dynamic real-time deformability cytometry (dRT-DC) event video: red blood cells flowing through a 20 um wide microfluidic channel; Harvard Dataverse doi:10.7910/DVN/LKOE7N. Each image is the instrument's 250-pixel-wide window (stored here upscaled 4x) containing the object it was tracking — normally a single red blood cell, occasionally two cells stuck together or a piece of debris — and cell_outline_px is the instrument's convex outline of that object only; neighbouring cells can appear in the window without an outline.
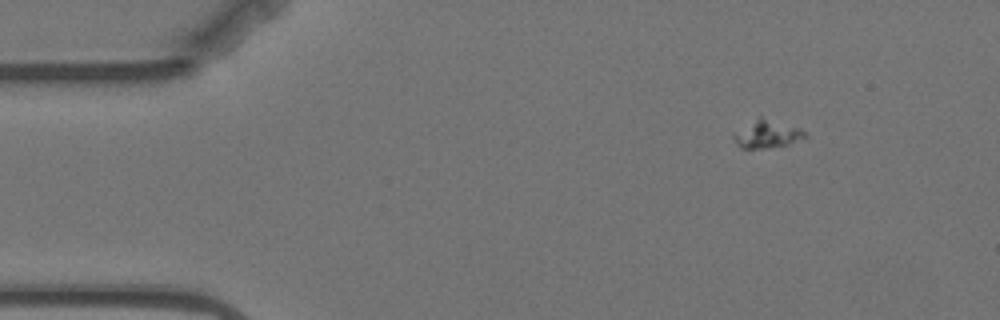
{"species": "Egyptian fruit bat (a non-hibernating species)", "species_latin": "Rousettus aegyptiacus", "temperature_condition": "warm", "stored_images_in_passage": 52, "camera_frame_rate_fps": 3000, "um_per_image_px": 0.085, "animal": {"sex": "female"}, "frame": {"image": 1, "passage_image": 1, "time_ms": 0.0, "image_size_px": [1000, 320], "cell_outline_px": [[808, 136], [788, 144], [768, 148], [740, 148], [736, 144], [732, 136], [760, 116], [796, 128], [804, 132]], "centroid_in_image_um": [65.18, 11.43], "position_along_channel_um": 19.8, "area_um2": 10.92}}
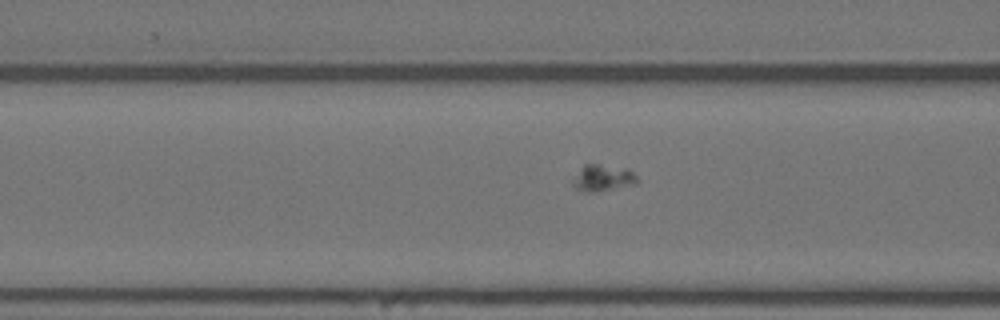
{"frame": {"image": 2, "passage_image": 16, "time_ms": 5.0, "image_size_px": [1000, 320], "cell_outline_px": [[640, 180], [636, 184], [596, 192], [584, 192], [576, 188], [572, 184], [572, 180], [584, 164], [600, 164], [628, 168]], "centroid_in_image_um": [51.26, 15.12], "position_along_channel_um": 115.3, "area_um2": 10.06}}